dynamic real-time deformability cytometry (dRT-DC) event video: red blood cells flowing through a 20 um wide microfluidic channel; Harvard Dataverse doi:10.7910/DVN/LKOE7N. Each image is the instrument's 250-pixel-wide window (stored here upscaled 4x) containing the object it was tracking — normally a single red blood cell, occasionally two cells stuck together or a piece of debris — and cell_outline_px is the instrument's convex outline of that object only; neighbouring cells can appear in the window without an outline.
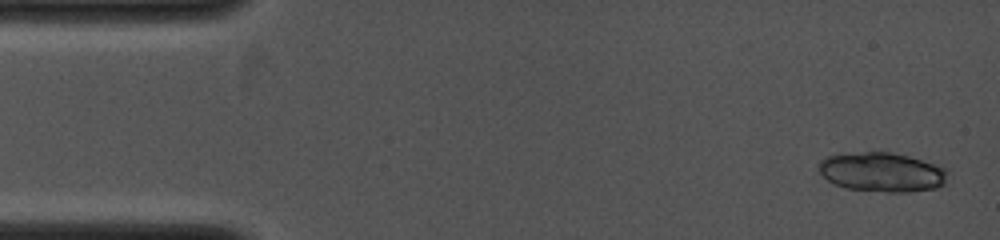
{"species": "common noctule bat (a hibernating species)", "species_latin": "Nyctalus noctula", "temperature_condition": "cold", "stored_images_in_passage": 4, "camera_frame_rate_fps": 4000, "um_per_image_px": 0.085, "animal": {"sex": "female", "body_mass_g": 19.0, "forearm_length_mm": 53.3}, "frame": {"image": 1, "passage_image": 1, "time_ms": 0.0, "image_size_px": [1000, 240], "cell_outline_px": [[948, 172], [944, 184], [936, 188], [908, 192], [884, 192], [848, 188], [836, 184], [828, 180], [820, 172], [820, 160], [828, 156], [864, 152], [892, 152], [908, 156], [948, 168]], "centroid_in_image_um": [75.02, 14.63], "position_along_channel_um": 10.0, "area_um2": 29.3}}